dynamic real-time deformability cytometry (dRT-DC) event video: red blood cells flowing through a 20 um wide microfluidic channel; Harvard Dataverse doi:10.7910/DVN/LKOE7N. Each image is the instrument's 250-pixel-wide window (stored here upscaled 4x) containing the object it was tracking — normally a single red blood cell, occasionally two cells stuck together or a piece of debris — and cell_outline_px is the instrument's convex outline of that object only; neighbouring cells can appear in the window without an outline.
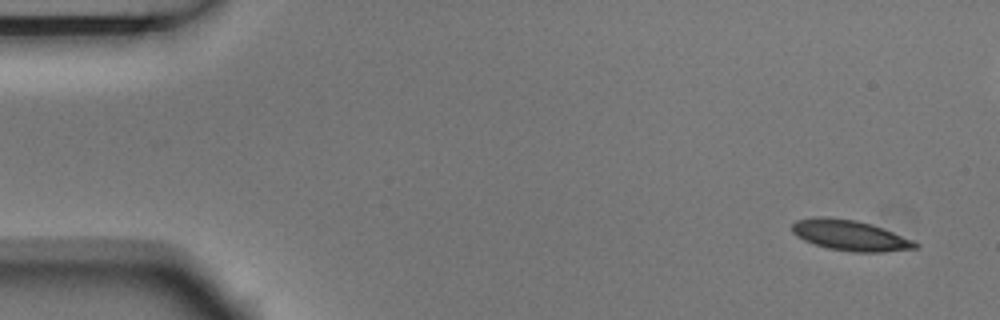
{"species": "Egyptian fruit bat (a non-hibernating species)", "species_latin": "Rousettus aegyptiacus", "temperature_condition": "room temperature", "stored_images_in_passage": 15, "camera_frame_rate_fps": 3000, "um_per_image_px": 0.085, "animal": {"sex": "male"}, "frame": {"image": 1, "passage_image": 1, "time_ms": 0.0, "image_size_px": [1000, 320], "cell_outline_px": [[920, 248], [884, 252], [852, 252], [828, 248], [804, 240], [796, 236], [792, 232], [792, 224], [796, 220], [816, 216], [820, 216], [856, 220], [872, 224], [912, 240], [920, 244]], "centroid_in_image_um": [72.26, 20.01], "position_along_channel_um": 12.7, "area_um2": 21.91}}
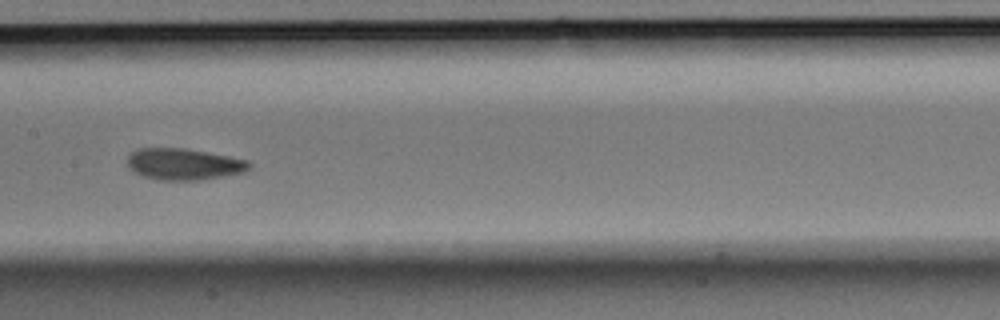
{"frame": {"image": 2, "passage_image": 7, "time_ms": 2.0, "image_size_px": [1000, 320], "cell_outline_px": [[252, 164], [244, 172], [200, 180], [160, 180], [144, 176], [132, 172], [128, 168], [128, 156], [132, 152], [140, 148], [180, 148], [228, 156], [248, 160]], "centroid_in_image_um": [15.59, 13.96], "position_along_channel_um": 191.8, "area_um2": 22.14}}
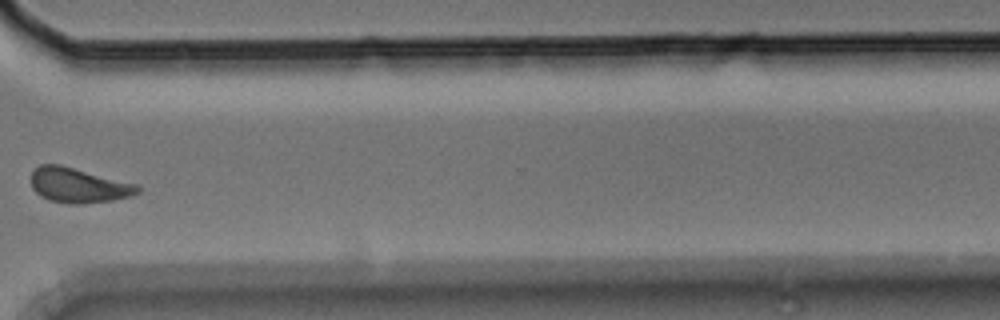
{"frame": {"image": 3, "passage_image": 11, "time_ms": 3.333, "image_size_px": [1000, 320], "cell_outline_px": [[140, 192], [132, 196], [112, 200], [76, 204], [68, 204], [48, 200], [40, 196], [32, 188], [32, 168], [40, 164], [60, 164], [140, 184]], "centroid_in_image_um": [6.69, 15.74], "position_along_channel_um": 363.9, "area_um2": 22.02}}